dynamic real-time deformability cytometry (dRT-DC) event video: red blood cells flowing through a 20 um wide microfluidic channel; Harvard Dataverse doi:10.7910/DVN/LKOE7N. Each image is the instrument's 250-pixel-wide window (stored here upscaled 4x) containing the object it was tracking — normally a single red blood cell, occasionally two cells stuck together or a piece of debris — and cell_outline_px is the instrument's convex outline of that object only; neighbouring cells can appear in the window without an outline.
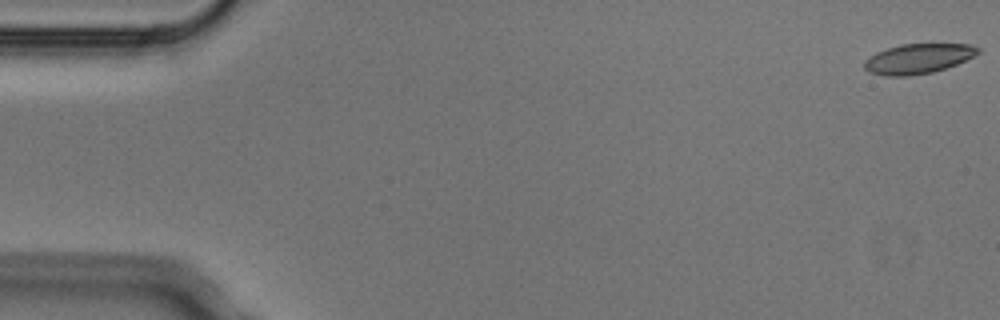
{"species": "Egyptian fruit bat (a non-hibernating species)", "species_latin": "Rousettus aegyptiacus", "temperature_condition": "cold", "stored_images_in_passage": 6, "segment_of_instrument_passage": [1, 2], "camera_frame_rate_fps": 3000, "um_per_image_px": 0.085, "animal": {"sex": "male"}, "frame": {"image": 1, "passage_image": 1, "time_ms": 0.0, "image_size_px": [1000, 320], "cell_outline_px": [[980, 52], [956, 64], [932, 72], [908, 76], [884, 76], [868, 72], [864, 68], [864, 60], [876, 52], [900, 44], [972, 44], [980, 48]], "centroid_in_image_um": [78.0, 4.99], "position_along_channel_um": 7.0, "area_um2": 19.71}}
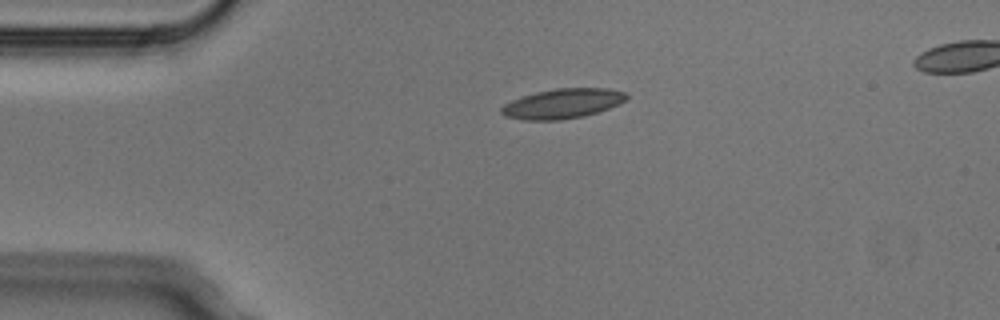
{"frame": {"image": 2, "passage_image": 4, "time_ms": 1.0, "image_size_px": [1000, 320], "cell_outline_px": [[628, 100], [620, 104], [584, 116], [560, 120], [524, 120], [504, 116], [500, 112], [500, 108], [504, 104], [512, 100], [536, 92], [556, 88], [608, 88], [624, 92], [628, 96]], "centroid_in_image_um": [47.82, 8.81], "position_along_channel_um": 37.2, "area_um2": 21.73}}